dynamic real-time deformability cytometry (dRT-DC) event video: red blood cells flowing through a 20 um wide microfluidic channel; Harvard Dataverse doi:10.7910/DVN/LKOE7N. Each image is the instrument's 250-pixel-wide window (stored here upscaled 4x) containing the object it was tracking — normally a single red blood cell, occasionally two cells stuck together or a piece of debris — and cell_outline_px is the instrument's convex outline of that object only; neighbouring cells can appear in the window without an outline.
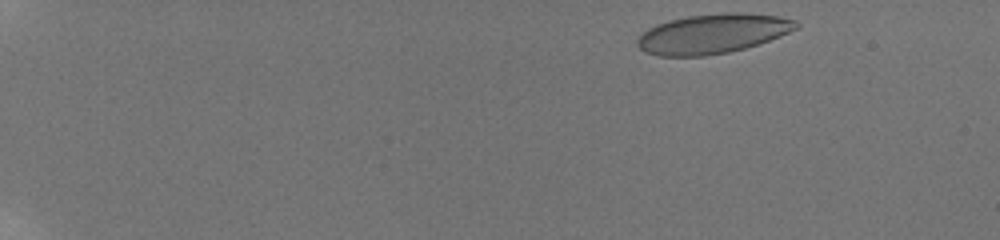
{"species": "human", "species_latin": "Homo sapiens", "temperature_condition": "room temperature", "stored_images_in_passage": 51, "camera_frame_rate_fps": 3000, "um_per_image_px": 0.085, "donor": {"sex": "male"}, "frame": {"image": 1, "passage_image": 2, "time_ms": 0.333, "image_size_px": [1000, 240], "cell_outline_px": [[800, 24], [796, 28], [780, 36], [744, 48], [728, 52], [704, 56], [660, 56], [644, 52], [636, 44], [636, 40], [648, 28], [656, 24], [668, 20], [688, 16], [724, 12], [740, 12], [780, 16], [796, 20]], "centroid_in_image_um": [60.56, 2.85], "position_along_channel_um": 24.4, "area_um2": 36.59}}
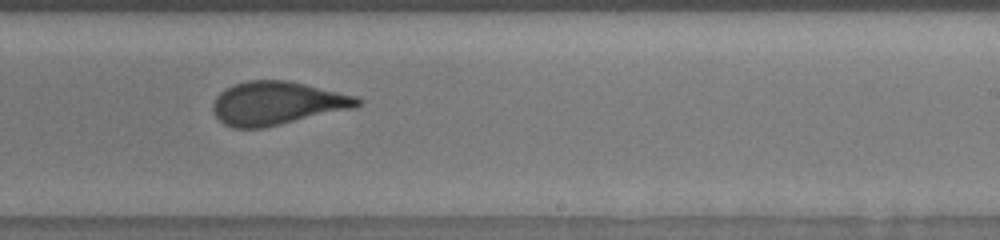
{"frame": {"image": 2, "passage_image": 33, "time_ms": 10.667, "image_size_px": [1000, 240], "cell_outline_px": [[364, 100], [356, 108], [264, 128], [232, 128], [224, 124], [212, 112], [212, 104], [216, 96], [220, 92], [232, 84], [248, 80], [288, 80], [356, 96]], "centroid_in_image_um": [23.54, 8.78], "position_along_channel_um": 265.5, "area_um2": 36.82}}
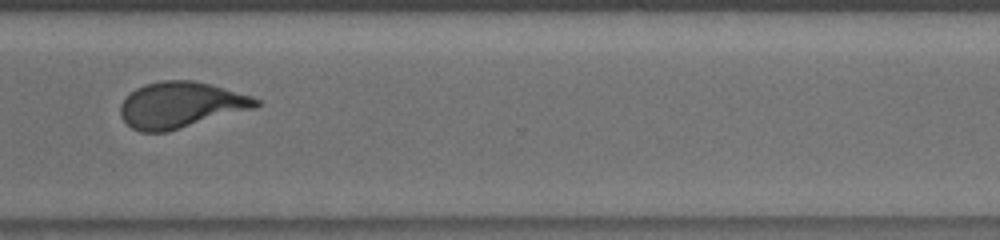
{"frame": {"image": 3, "passage_image": 40, "time_ms": 13.0, "image_size_px": [1000, 240], "cell_outline_px": [[260, 104], [256, 108], [168, 132], [140, 132], [132, 128], [120, 116], [120, 104], [136, 88], [144, 84], [160, 80], [192, 80], [208, 84], [252, 96], [260, 100]], "centroid_in_image_um": [15.36, 8.93], "position_along_channel_um": 355.2, "area_um2": 36.36}}